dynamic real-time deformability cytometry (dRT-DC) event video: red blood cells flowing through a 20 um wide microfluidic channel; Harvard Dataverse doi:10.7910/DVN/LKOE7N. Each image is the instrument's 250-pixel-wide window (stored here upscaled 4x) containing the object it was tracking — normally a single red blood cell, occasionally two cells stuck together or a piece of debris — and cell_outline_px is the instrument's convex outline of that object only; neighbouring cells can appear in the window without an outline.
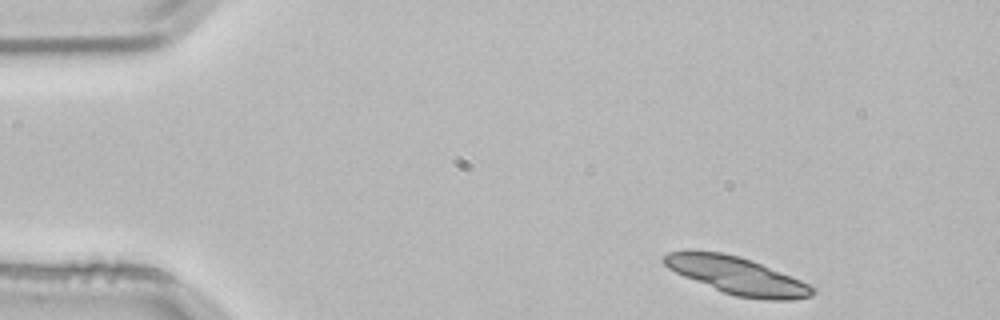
{"species": "common noctule bat (a hibernating species)", "species_latin": "Nyctalus noctula", "temperature_condition": "room temperature", "stored_images_in_passage": 3, "camera_frame_rate_fps": 3000, "um_per_image_px": 0.085, "animal": {"sex": "male", "body_mass_g": 21.5, "forearm_length_mm": 52.0}, "frame": {"image": 1, "passage_image": 1, "time_ms": 0.0, "image_size_px": [1000, 320], "cell_outline_px": [[816, 292], [812, 296], [792, 300], [764, 300], [736, 296], [724, 292], [684, 276], [668, 268], [660, 260], [668, 252], [684, 248], [692, 248], [720, 252], [740, 256], [752, 260], [800, 280], [808, 284]], "centroid_in_image_um": [62.57, 23.38], "position_along_channel_um": 22.4, "area_um2": 32.54}}